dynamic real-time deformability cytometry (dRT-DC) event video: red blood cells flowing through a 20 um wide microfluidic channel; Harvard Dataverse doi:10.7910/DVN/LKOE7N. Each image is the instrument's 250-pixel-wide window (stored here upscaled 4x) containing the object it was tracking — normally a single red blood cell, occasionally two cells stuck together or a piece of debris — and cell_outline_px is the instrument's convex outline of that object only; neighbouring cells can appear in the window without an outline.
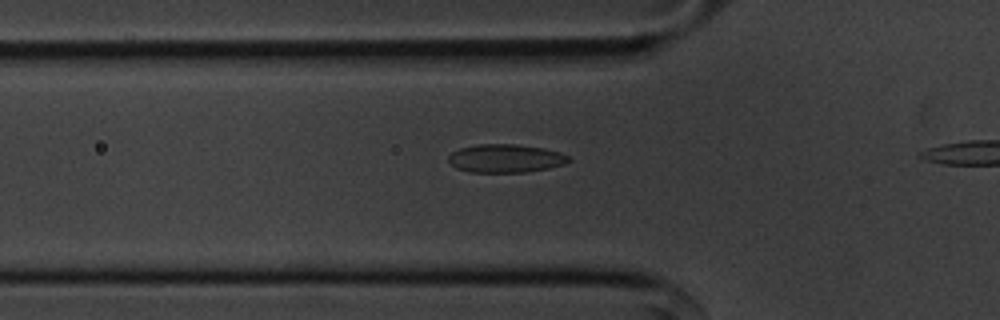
{"species": "common noctule bat (a hibernating species)", "species_latin": "Nyctalus noctula", "temperature_condition": "cold", "stored_images_in_passage": 15, "camera_frame_rate_fps": 3000, "um_per_image_px": 0.085, "animal": {"sex": "male", "body_mass_g": 20.1, "forearm_length_mm": 53.5}, "frame": {"image": 1, "passage_image": 13, "time_ms": 4.0, "image_size_px": [1000, 320], "cell_outline_px": [[572, 160], [564, 164], [548, 168], [524, 172], [468, 172], [456, 168], [448, 160], [448, 156], [452, 152], [460, 148], [476, 144], [516, 144], [544, 148], [560, 152], [568, 156]], "centroid_in_image_um": [42.97, 13.46], "position_along_channel_um": 82.8, "area_um2": 19.88}}